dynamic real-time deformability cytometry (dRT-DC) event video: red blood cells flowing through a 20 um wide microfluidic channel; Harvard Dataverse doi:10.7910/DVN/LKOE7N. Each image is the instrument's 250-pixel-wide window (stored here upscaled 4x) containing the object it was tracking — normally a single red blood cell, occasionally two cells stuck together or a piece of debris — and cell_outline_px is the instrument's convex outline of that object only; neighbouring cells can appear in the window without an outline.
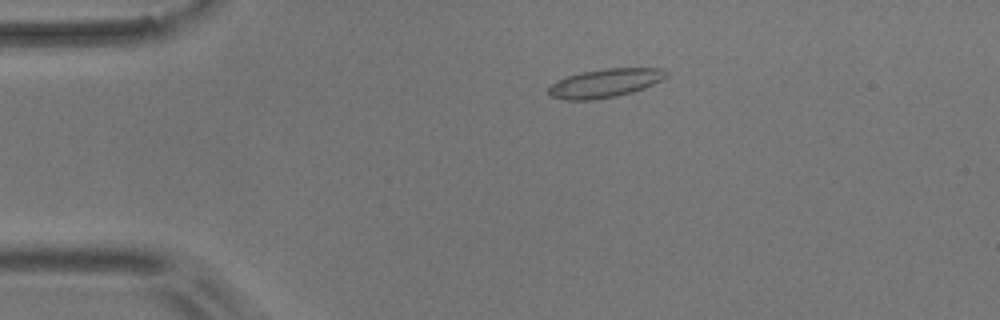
{"species": "common noctule bat (a hibernating species)", "species_latin": "Nyctalus noctula", "temperature_condition": "room temperature", "stored_images_in_passage": 48, "camera_frame_rate_fps": 3000, "um_per_image_px": 0.085, "animal": {"sex": "male", "body_mass_g": 17.9}, "frame": {"image": 1, "passage_image": 4, "time_ms": 1.0, "image_size_px": [1000, 320], "cell_outline_px": [[668, 76], [644, 88], [632, 92], [616, 96], [592, 100], [564, 100], [548, 96], [548, 88], [552, 84], [568, 76], [580, 72], [604, 68], [664, 68], [668, 72]], "centroid_in_image_um": [51.42, 7.06], "position_along_channel_um": 33.6, "area_um2": 19.65}}
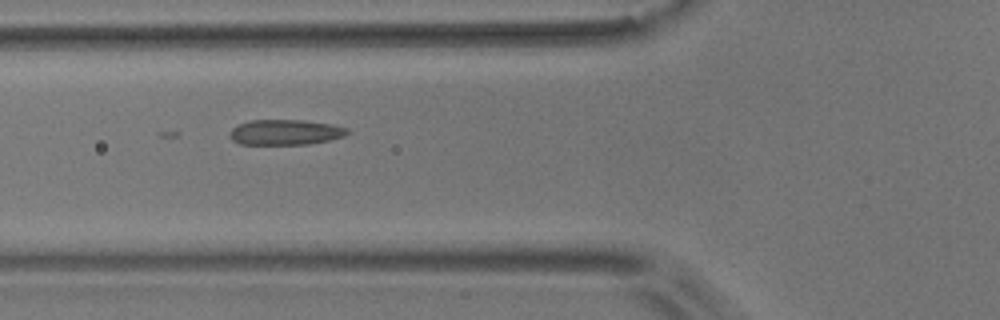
{"frame": {"image": 2, "passage_image": 13, "time_ms": 4.0, "image_size_px": [1000, 320], "cell_outline_px": [[348, 132], [344, 136], [328, 140], [308, 144], [240, 144], [232, 140], [228, 136], [228, 132], [232, 128], [240, 124], [252, 120], [304, 120], [332, 124], [348, 128]], "centroid_in_image_um": [24.22, 11.24], "position_along_channel_um": 101.6, "area_um2": 17.34}}
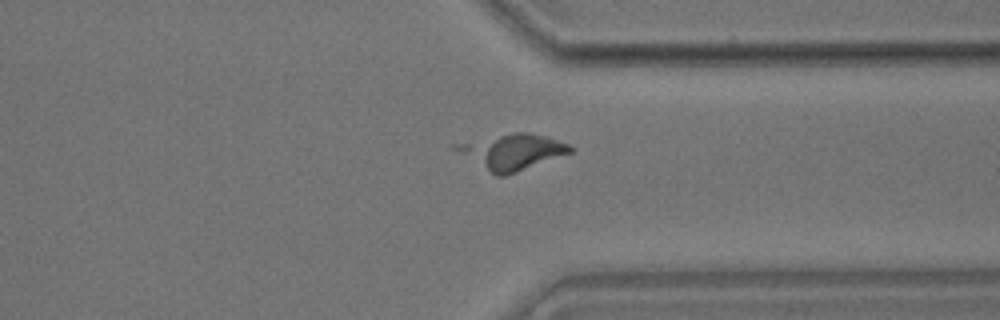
{"frame": {"image": 3, "passage_image": 35, "time_ms": 11.333, "image_size_px": [1000, 320], "cell_outline_px": [[572, 152], [516, 172], [504, 176], [496, 176], [448, 148], [448, 144], [516, 132], [528, 132], [544, 136], [568, 144], [572, 148]], "centroid_in_image_um": [43.39, 12.89], "position_along_channel_um": 368.0, "area_um2": 23.76}}